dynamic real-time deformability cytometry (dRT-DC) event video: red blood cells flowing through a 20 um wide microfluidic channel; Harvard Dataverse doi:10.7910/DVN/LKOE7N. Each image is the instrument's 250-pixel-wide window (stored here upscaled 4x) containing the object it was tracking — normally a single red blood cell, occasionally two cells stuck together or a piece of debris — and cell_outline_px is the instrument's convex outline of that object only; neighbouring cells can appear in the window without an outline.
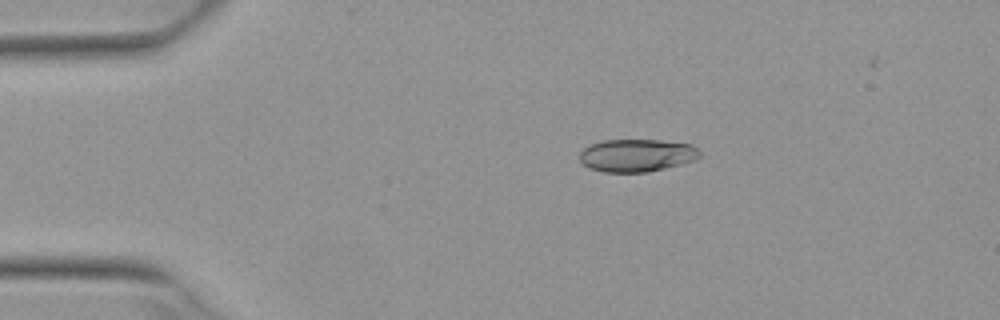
{"species": "Egyptian fruit bat (a non-hibernating species)", "species_latin": "Rousettus aegyptiacus", "temperature_condition": "warm", "stored_images_in_passage": 5, "camera_frame_rate_fps": 3000, "um_per_image_px": 0.085, "animal": {"sex": "female"}, "frame": {"image": 1, "passage_image": 3, "time_ms": 0.667, "image_size_px": [1000, 320], "cell_outline_px": [[700, 156], [696, 160], [648, 172], [604, 172], [588, 168], [580, 160], [580, 152], [584, 148], [592, 144], [604, 140], [660, 140], [692, 144], [700, 152]], "centroid_in_image_um": [54.13, 13.2], "position_along_channel_um": 30.9, "area_um2": 22.83}}
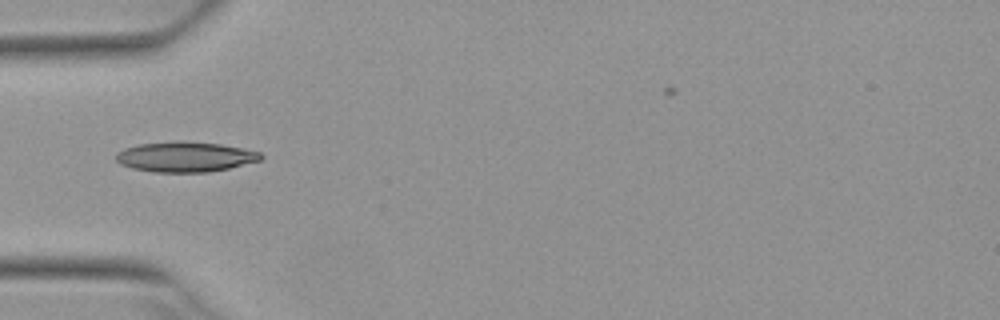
{"frame": {"image": 2, "passage_image": 5, "time_ms": 1.333, "image_size_px": [1000, 320], "cell_outline_px": [[264, 156], [260, 160], [228, 168], [208, 172], [152, 172], [132, 168], [120, 164], [116, 160], [116, 152], [124, 148], [140, 144], [176, 140], [220, 144], [260, 152]], "centroid_in_image_um": [15.7, 13.32], "position_along_channel_um": 69.3, "area_um2": 25.43}}